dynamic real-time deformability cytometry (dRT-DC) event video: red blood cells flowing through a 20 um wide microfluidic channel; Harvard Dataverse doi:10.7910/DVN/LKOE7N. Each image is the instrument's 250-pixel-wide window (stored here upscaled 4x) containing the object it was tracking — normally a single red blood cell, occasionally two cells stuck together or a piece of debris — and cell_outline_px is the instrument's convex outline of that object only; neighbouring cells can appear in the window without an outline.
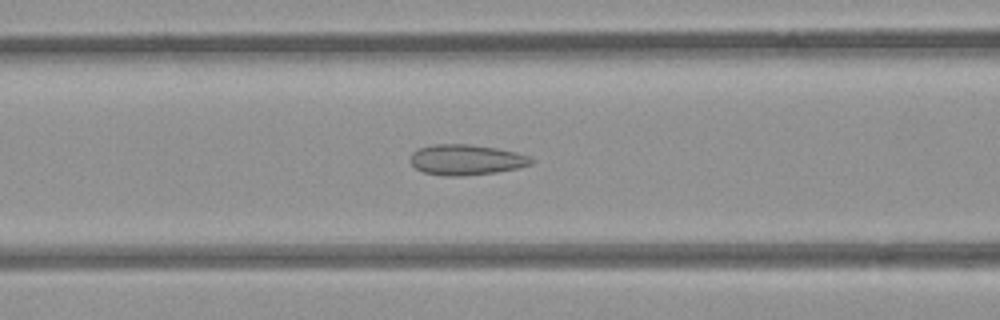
{"species": "common noctule bat (a hibernating species)", "species_latin": "Nyctalus noctula", "temperature_condition": "room temperature", "stored_images_in_passage": 46, "camera_frame_rate_fps": 3000, "um_per_image_px": 0.085, "animal": {"sex": "female", "body_mass_g": 21.9}, "frame": {"image": 1, "passage_image": 14, "time_ms": 4.333, "image_size_px": [1000, 320], "cell_outline_px": [[536, 160], [532, 164], [516, 168], [496, 172], [464, 176], [444, 176], [424, 172], [416, 168], [408, 160], [412, 152], [420, 148], [432, 144], [468, 144], [496, 148], [516, 152], [532, 156]], "centroid_in_image_um": [39.64, 13.58], "position_along_channel_um": 127.0, "area_um2": 21.68}}
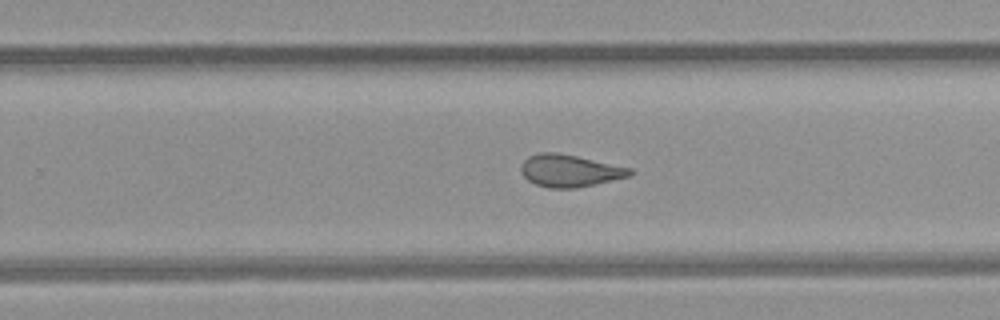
{"frame": {"image": 2, "passage_image": 26, "time_ms": 8.333, "image_size_px": [1000, 320], "cell_outline_px": [[636, 172], [632, 176], [596, 184], [576, 188], [548, 188], [536, 184], [528, 180], [520, 172], [520, 164], [528, 156], [540, 152], [556, 152], [576, 156], [632, 168]], "centroid_in_image_um": [48.44, 14.51], "position_along_channel_um": 281.4, "area_um2": 20.69}}
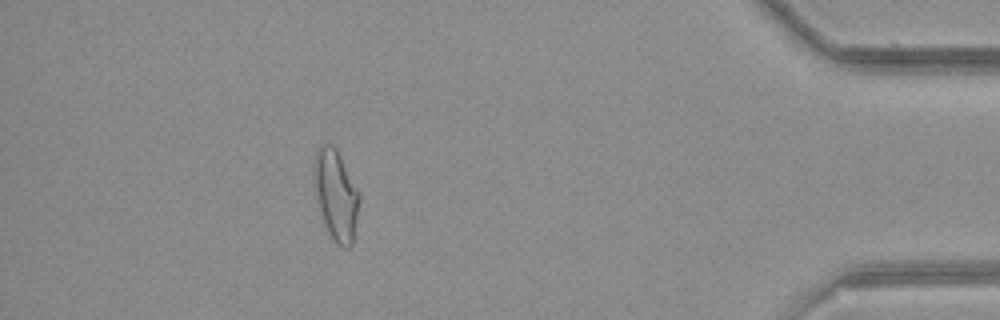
{"frame": {"image": 3, "passage_image": 40, "time_ms": 13.0, "image_size_px": [1000, 320], "cell_outline_px": [[360, 200], [352, 244], [348, 248], [344, 248], [336, 244], [332, 240], [324, 224], [316, 196], [312, 176], [316, 152], [320, 144], [332, 144], [336, 148], [360, 196]], "centroid_in_image_um": [28.53, 16.59], "position_along_channel_um": 406.7, "area_um2": 23.7}, "authors_computed_cell_mechanics": {"area_um2": 21.675, "velocity_mm_per_s": 3.8612, "shape_relaxation_time_tau1_ms": null, "shape_relaxation_time_tau2_ms": 1.6123, "deformation_change_tau1": null, "deformation_change_tau2": 0.0971}}